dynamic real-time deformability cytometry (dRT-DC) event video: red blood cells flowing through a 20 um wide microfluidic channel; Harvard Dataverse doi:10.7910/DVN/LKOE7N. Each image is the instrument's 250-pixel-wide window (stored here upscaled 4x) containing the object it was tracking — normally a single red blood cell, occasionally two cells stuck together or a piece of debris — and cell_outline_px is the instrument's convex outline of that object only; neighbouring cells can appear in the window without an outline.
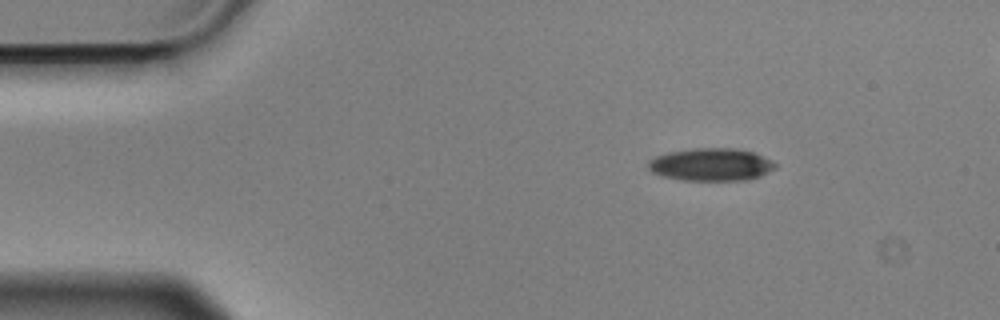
{"species": "Egyptian fruit bat (a non-hibernating species)", "species_latin": "Rousettus aegyptiacus", "temperature_condition": "cold", "stored_images_in_passage": 50, "segment_of_instrument_passage": [1, 2], "camera_frame_rate_fps": 3000, "um_per_image_px": 0.085, "animal": {"sex": "male"}, "frame": {"image": 1, "passage_image": 1, "time_ms": 0.0, "image_size_px": [1000, 320], "cell_outline_px": [[776, 168], [760, 176], [744, 180], [684, 180], [664, 176], [652, 172], [648, 168], [648, 160], [656, 156], [668, 152], [692, 148], [736, 148], [752, 152], [772, 160], [776, 164]], "centroid_in_image_um": [60.44, 13.98], "position_along_channel_um": 24.6, "area_um2": 24.1}}
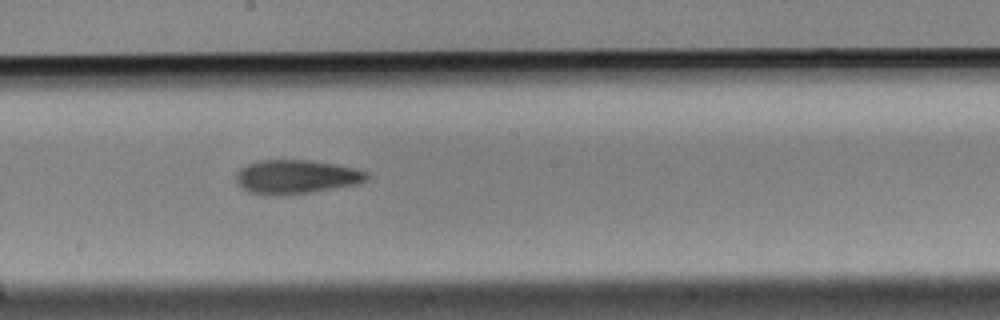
{"frame": {"image": 2, "passage_image": 23, "time_ms": 7.333, "image_size_px": [1000, 320], "cell_outline_px": [[372, 176], [368, 180], [360, 184], [284, 196], [276, 196], [248, 192], [236, 180], [236, 172], [240, 168], [248, 164], [260, 160], [312, 160], [336, 164], [356, 168], [368, 172]], "centroid_in_image_um": [25.24, 15.03], "position_along_channel_um": 223.0, "area_um2": 26.18}}
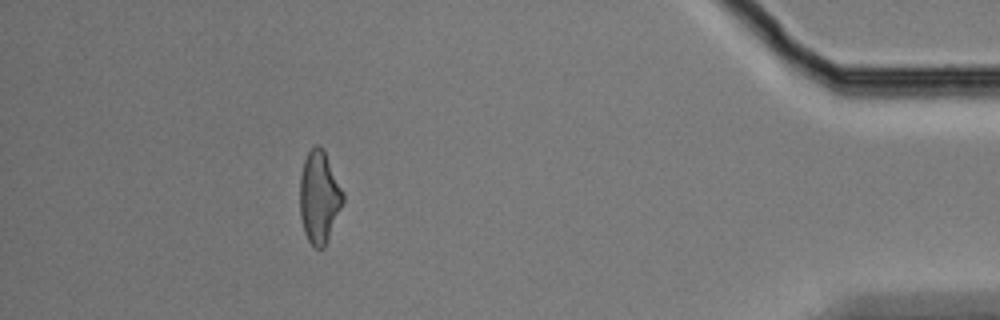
{"frame": {"image": 3, "passage_image": 43, "time_ms": 14.0, "image_size_px": [1000, 320], "cell_outline_px": [[344, 200], [324, 248], [316, 248], [308, 240], [304, 232], [300, 216], [300, 176], [304, 160], [308, 152], [316, 144], [320, 144], [324, 148], [344, 192]], "centroid_in_image_um": [27.13, 16.71], "position_along_channel_um": 408.1, "area_um2": 23.24}}